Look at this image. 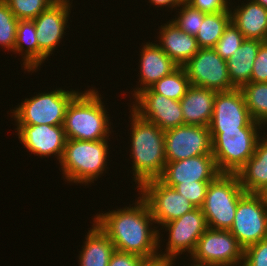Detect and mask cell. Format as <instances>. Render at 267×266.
Segmentation results:
<instances>
[{
    "instance_id": "1",
    "label": "cell",
    "mask_w": 267,
    "mask_h": 266,
    "mask_svg": "<svg viewBox=\"0 0 267 266\" xmlns=\"http://www.w3.org/2000/svg\"><path fill=\"white\" fill-rule=\"evenodd\" d=\"M131 205L97 213L93 221L112 241L115 250L133 253L143 259L156 258L161 237L156 225L152 226L155 221L149 206L141 196Z\"/></svg>"
},
{
    "instance_id": "2",
    "label": "cell",
    "mask_w": 267,
    "mask_h": 266,
    "mask_svg": "<svg viewBox=\"0 0 267 266\" xmlns=\"http://www.w3.org/2000/svg\"><path fill=\"white\" fill-rule=\"evenodd\" d=\"M132 174L139 188L144 182L158 179L166 165L165 131L131 111Z\"/></svg>"
},
{
    "instance_id": "3",
    "label": "cell",
    "mask_w": 267,
    "mask_h": 266,
    "mask_svg": "<svg viewBox=\"0 0 267 266\" xmlns=\"http://www.w3.org/2000/svg\"><path fill=\"white\" fill-rule=\"evenodd\" d=\"M98 90L91 88L79 92L69 103L64 120L67 139L104 140L111 134L109 112H107ZM110 124V125H109Z\"/></svg>"
},
{
    "instance_id": "4",
    "label": "cell",
    "mask_w": 267,
    "mask_h": 266,
    "mask_svg": "<svg viewBox=\"0 0 267 266\" xmlns=\"http://www.w3.org/2000/svg\"><path fill=\"white\" fill-rule=\"evenodd\" d=\"M107 140L109 139L96 141L67 139L59 162L64 179L69 183L88 185L101 177L108 169Z\"/></svg>"
},
{
    "instance_id": "5",
    "label": "cell",
    "mask_w": 267,
    "mask_h": 266,
    "mask_svg": "<svg viewBox=\"0 0 267 266\" xmlns=\"http://www.w3.org/2000/svg\"><path fill=\"white\" fill-rule=\"evenodd\" d=\"M245 193L237 174L220 173L210 182L201 207L208 228L230 230L239 199Z\"/></svg>"
},
{
    "instance_id": "6",
    "label": "cell",
    "mask_w": 267,
    "mask_h": 266,
    "mask_svg": "<svg viewBox=\"0 0 267 266\" xmlns=\"http://www.w3.org/2000/svg\"><path fill=\"white\" fill-rule=\"evenodd\" d=\"M262 127L210 132L212 155L220 173L236 174L253 156L258 141L263 137L258 133ZM259 131V132H258Z\"/></svg>"
},
{
    "instance_id": "7",
    "label": "cell",
    "mask_w": 267,
    "mask_h": 266,
    "mask_svg": "<svg viewBox=\"0 0 267 266\" xmlns=\"http://www.w3.org/2000/svg\"><path fill=\"white\" fill-rule=\"evenodd\" d=\"M79 93L62 88L48 93H38L10 110L16 125H63L66 109L71 100ZM13 111V112H12Z\"/></svg>"
},
{
    "instance_id": "8",
    "label": "cell",
    "mask_w": 267,
    "mask_h": 266,
    "mask_svg": "<svg viewBox=\"0 0 267 266\" xmlns=\"http://www.w3.org/2000/svg\"><path fill=\"white\" fill-rule=\"evenodd\" d=\"M244 249L229 230L208 228L198 239L192 264L200 266H242Z\"/></svg>"
},
{
    "instance_id": "9",
    "label": "cell",
    "mask_w": 267,
    "mask_h": 266,
    "mask_svg": "<svg viewBox=\"0 0 267 266\" xmlns=\"http://www.w3.org/2000/svg\"><path fill=\"white\" fill-rule=\"evenodd\" d=\"M243 249L267 238V206L259 193H245L229 230Z\"/></svg>"
},
{
    "instance_id": "10",
    "label": "cell",
    "mask_w": 267,
    "mask_h": 266,
    "mask_svg": "<svg viewBox=\"0 0 267 266\" xmlns=\"http://www.w3.org/2000/svg\"><path fill=\"white\" fill-rule=\"evenodd\" d=\"M165 231H168V242L165 252H159L158 255L168 261L176 260L177 256L183 252L193 253L198 239L208 229L206 217L201 208H195L185 213L180 218L172 220L162 225Z\"/></svg>"
},
{
    "instance_id": "11",
    "label": "cell",
    "mask_w": 267,
    "mask_h": 266,
    "mask_svg": "<svg viewBox=\"0 0 267 266\" xmlns=\"http://www.w3.org/2000/svg\"><path fill=\"white\" fill-rule=\"evenodd\" d=\"M138 193L148 204L155 224L162 226L180 218L196 207L173 187L167 186L159 179L144 182Z\"/></svg>"
},
{
    "instance_id": "12",
    "label": "cell",
    "mask_w": 267,
    "mask_h": 266,
    "mask_svg": "<svg viewBox=\"0 0 267 266\" xmlns=\"http://www.w3.org/2000/svg\"><path fill=\"white\" fill-rule=\"evenodd\" d=\"M183 68L193 86L217 92L235 89L228 75L227 60L222 59L213 48H199Z\"/></svg>"
},
{
    "instance_id": "13",
    "label": "cell",
    "mask_w": 267,
    "mask_h": 266,
    "mask_svg": "<svg viewBox=\"0 0 267 266\" xmlns=\"http://www.w3.org/2000/svg\"><path fill=\"white\" fill-rule=\"evenodd\" d=\"M166 162L212 154V138L208 126L184 124L165 130Z\"/></svg>"
},
{
    "instance_id": "14",
    "label": "cell",
    "mask_w": 267,
    "mask_h": 266,
    "mask_svg": "<svg viewBox=\"0 0 267 266\" xmlns=\"http://www.w3.org/2000/svg\"><path fill=\"white\" fill-rule=\"evenodd\" d=\"M263 127L255 122L246 107L240 88L216 93L213 114L208 125L210 132H224L244 127Z\"/></svg>"
},
{
    "instance_id": "15",
    "label": "cell",
    "mask_w": 267,
    "mask_h": 266,
    "mask_svg": "<svg viewBox=\"0 0 267 266\" xmlns=\"http://www.w3.org/2000/svg\"><path fill=\"white\" fill-rule=\"evenodd\" d=\"M71 4L70 0H56L33 19L39 45V67L61 43L68 28Z\"/></svg>"
},
{
    "instance_id": "16",
    "label": "cell",
    "mask_w": 267,
    "mask_h": 266,
    "mask_svg": "<svg viewBox=\"0 0 267 266\" xmlns=\"http://www.w3.org/2000/svg\"><path fill=\"white\" fill-rule=\"evenodd\" d=\"M134 99L130 109L162 130L184 125L180 101L155 93L151 88L139 92Z\"/></svg>"
},
{
    "instance_id": "17",
    "label": "cell",
    "mask_w": 267,
    "mask_h": 266,
    "mask_svg": "<svg viewBox=\"0 0 267 266\" xmlns=\"http://www.w3.org/2000/svg\"><path fill=\"white\" fill-rule=\"evenodd\" d=\"M20 143L31 154L41 158L57 157L60 162L64 153L67 137L63 125H16Z\"/></svg>"
},
{
    "instance_id": "18",
    "label": "cell",
    "mask_w": 267,
    "mask_h": 266,
    "mask_svg": "<svg viewBox=\"0 0 267 266\" xmlns=\"http://www.w3.org/2000/svg\"><path fill=\"white\" fill-rule=\"evenodd\" d=\"M219 174L214 156L208 154L166 162L163 173L158 179L167 186L174 188L177 184L183 182L213 181Z\"/></svg>"
},
{
    "instance_id": "19",
    "label": "cell",
    "mask_w": 267,
    "mask_h": 266,
    "mask_svg": "<svg viewBox=\"0 0 267 266\" xmlns=\"http://www.w3.org/2000/svg\"><path fill=\"white\" fill-rule=\"evenodd\" d=\"M140 53V79H138L140 88L138 86L135 87V90L133 88L132 97H135L144 89L150 88L158 80L170 74L178 67L156 43H145Z\"/></svg>"
},
{
    "instance_id": "20",
    "label": "cell",
    "mask_w": 267,
    "mask_h": 266,
    "mask_svg": "<svg viewBox=\"0 0 267 266\" xmlns=\"http://www.w3.org/2000/svg\"><path fill=\"white\" fill-rule=\"evenodd\" d=\"M157 45L178 65H185L197 52L195 36L183 32L172 20L159 28Z\"/></svg>"
},
{
    "instance_id": "21",
    "label": "cell",
    "mask_w": 267,
    "mask_h": 266,
    "mask_svg": "<svg viewBox=\"0 0 267 266\" xmlns=\"http://www.w3.org/2000/svg\"><path fill=\"white\" fill-rule=\"evenodd\" d=\"M217 91L191 85L180 99L184 124L208 126Z\"/></svg>"
},
{
    "instance_id": "22",
    "label": "cell",
    "mask_w": 267,
    "mask_h": 266,
    "mask_svg": "<svg viewBox=\"0 0 267 266\" xmlns=\"http://www.w3.org/2000/svg\"><path fill=\"white\" fill-rule=\"evenodd\" d=\"M230 8L231 22L243 34L245 39L267 41V9L262 5L247 0ZM233 10V11H232Z\"/></svg>"
},
{
    "instance_id": "23",
    "label": "cell",
    "mask_w": 267,
    "mask_h": 266,
    "mask_svg": "<svg viewBox=\"0 0 267 266\" xmlns=\"http://www.w3.org/2000/svg\"><path fill=\"white\" fill-rule=\"evenodd\" d=\"M246 193H260L267 186V136L258 141L253 156L236 173Z\"/></svg>"
},
{
    "instance_id": "24",
    "label": "cell",
    "mask_w": 267,
    "mask_h": 266,
    "mask_svg": "<svg viewBox=\"0 0 267 266\" xmlns=\"http://www.w3.org/2000/svg\"><path fill=\"white\" fill-rule=\"evenodd\" d=\"M79 253V266H108L115 246L108 236L93 221Z\"/></svg>"
},
{
    "instance_id": "25",
    "label": "cell",
    "mask_w": 267,
    "mask_h": 266,
    "mask_svg": "<svg viewBox=\"0 0 267 266\" xmlns=\"http://www.w3.org/2000/svg\"><path fill=\"white\" fill-rule=\"evenodd\" d=\"M262 43L257 39H245L232 57L227 59L228 75L235 88L251 82L253 63Z\"/></svg>"
},
{
    "instance_id": "26",
    "label": "cell",
    "mask_w": 267,
    "mask_h": 266,
    "mask_svg": "<svg viewBox=\"0 0 267 266\" xmlns=\"http://www.w3.org/2000/svg\"><path fill=\"white\" fill-rule=\"evenodd\" d=\"M26 44V45H24ZM24 46L26 48H24ZM14 52L23 56L24 70L34 72L39 69V45L33 20H19Z\"/></svg>"
},
{
    "instance_id": "27",
    "label": "cell",
    "mask_w": 267,
    "mask_h": 266,
    "mask_svg": "<svg viewBox=\"0 0 267 266\" xmlns=\"http://www.w3.org/2000/svg\"><path fill=\"white\" fill-rule=\"evenodd\" d=\"M230 21V11L206 14L195 36L199 48H213Z\"/></svg>"
},
{
    "instance_id": "28",
    "label": "cell",
    "mask_w": 267,
    "mask_h": 266,
    "mask_svg": "<svg viewBox=\"0 0 267 266\" xmlns=\"http://www.w3.org/2000/svg\"><path fill=\"white\" fill-rule=\"evenodd\" d=\"M240 90L252 119L263 126L267 125V82H250Z\"/></svg>"
},
{
    "instance_id": "29",
    "label": "cell",
    "mask_w": 267,
    "mask_h": 266,
    "mask_svg": "<svg viewBox=\"0 0 267 266\" xmlns=\"http://www.w3.org/2000/svg\"><path fill=\"white\" fill-rule=\"evenodd\" d=\"M190 86V80L187 77L185 69L183 66H178L174 71L158 80L150 88L155 93L180 101Z\"/></svg>"
},
{
    "instance_id": "30",
    "label": "cell",
    "mask_w": 267,
    "mask_h": 266,
    "mask_svg": "<svg viewBox=\"0 0 267 266\" xmlns=\"http://www.w3.org/2000/svg\"><path fill=\"white\" fill-rule=\"evenodd\" d=\"M18 21L8 4L0 0V45L10 52H14Z\"/></svg>"
},
{
    "instance_id": "31",
    "label": "cell",
    "mask_w": 267,
    "mask_h": 266,
    "mask_svg": "<svg viewBox=\"0 0 267 266\" xmlns=\"http://www.w3.org/2000/svg\"><path fill=\"white\" fill-rule=\"evenodd\" d=\"M18 20H33L56 0H4Z\"/></svg>"
},
{
    "instance_id": "32",
    "label": "cell",
    "mask_w": 267,
    "mask_h": 266,
    "mask_svg": "<svg viewBox=\"0 0 267 266\" xmlns=\"http://www.w3.org/2000/svg\"><path fill=\"white\" fill-rule=\"evenodd\" d=\"M178 16L172 21L185 33L196 36L206 13L192 7L187 2L179 6Z\"/></svg>"
},
{
    "instance_id": "33",
    "label": "cell",
    "mask_w": 267,
    "mask_h": 266,
    "mask_svg": "<svg viewBox=\"0 0 267 266\" xmlns=\"http://www.w3.org/2000/svg\"><path fill=\"white\" fill-rule=\"evenodd\" d=\"M244 40L243 34L230 21L213 49L222 59L227 60L232 57L234 51L240 48Z\"/></svg>"
},
{
    "instance_id": "34",
    "label": "cell",
    "mask_w": 267,
    "mask_h": 266,
    "mask_svg": "<svg viewBox=\"0 0 267 266\" xmlns=\"http://www.w3.org/2000/svg\"><path fill=\"white\" fill-rule=\"evenodd\" d=\"M210 182L212 181L183 182L177 184L174 189L187 198L196 208H201Z\"/></svg>"
},
{
    "instance_id": "35",
    "label": "cell",
    "mask_w": 267,
    "mask_h": 266,
    "mask_svg": "<svg viewBox=\"0 0 267 266\" xmlns=\"http://www.w3.org/2000/svg\"><path fill=\"white\" fill-rule=\"evenodd\" d=\"M242 266H267V238L244 249Z\"/></svg>"
},
{
    "instance_id": "36",
    "label": "cell",
    "mask_w": 267,
    "mask_h": 266,
    "mask_svg": "<svg viewBox=\"0 0 267 266\" xmlns=\"http://www.w3.org/2000/svg\"><path fill=\"white\" fill-rule=\"evenodd\" d=\"M251 82H267V41L263 42L253 63Z\"/></svg>"
},
{
    "instance_id": "37",
    "label": "cell",
    "mask_w": 267,
    "mask_h": 266,
    "mask_svg": "<svg viewBox=\"0 0 267 266\" xmlns=\"http://www.w3.org/2000/svg\"><path fill=\"white\" fill-rule=\"evenodd\" d=\"M192 7L206 14L230 11V0H188Z\"/></svg>"
},
{
    "instance_id": "38",
    "label": "cell",
    "mask_w": 267,
    "mask_h": 266,
    "mask_svg": "<svg viewBox=\"0 0 267 266\" xmlns=\"http://www.w3.org/2000/svg\"><path fill=\"white\" fill-rule=\"evenodd\" d=\"M143 260L139 255L115 250L108 266H139Z\"/></svg>"
},
{
    "instance_id": "39",
    "label": "cell",
    "mask_w": 267,
    "mask_h": 266,
    "mask_svg": "<svg viewBox=\"0 0 267 266\" xmlns=\"http://www.w3.org/2000/svg\"><path fill=\"white\" fill-rule=\"evenodd\" d=\"M174 261H168L166 259L157 256L156 258L152 259H144L139 266H173Z\"/></svg>"
},
{
    "instance_id": "40",
    "label": "cell",
    "mask_w": 267,
    "mask_h": 266,
    "mask_svg": "<svg viewBox=\"0 0 267 266\" xmlns=\"http://www.w3.org/2000/svg\"><path fill=\"white\" fill-rule=\"evenodd\" d=\"M149 3L153 4L156 7H172L171 10H173V8L177 10V7L182 4L180 0H149Z\"/></svg>"
},
{
    "instance_id": "41",
    "label": "cell",
    "mask_w": 267,
    "mask_h": 266,
    "mask_svg": "<svg viewBox=\"0 0 267 266\" xmlns=\"http://www.w3.org/2000/svg\"><path fill=\"white\" fill-rule=\"evenodd\" d=\"M259 194L262 197L265 205L267 206V186L262 191H260Z\"/></svg>"
},
{
    "instance_id": "42",
    "label": "cell",
    "mask_w": 267,
    "mask_h": 266,
    "mask_svg": "<svg viewBox=\"0 0 267 266\" xmlns=\"http://www.w3.org/2000/svg\"><path fill=\"white\" fill-rule=\"evenodd\" d=\"M252 1L262 5L265 9H267V0H252Z\"/></svg>"
},
{
    "instance_id": "43",
    "label": "cell",
    "mask_w": 267,
    "mask_h": 266,
    "mask_svg": "<svg viewBox=\"0 0 267 266\" xmlns=\"http://www.w3.org/2000/svg\"><path fill=\"white\" fill-rule=\"evenodd\" d=\"M180 1H181L182 3H183V2H188V0H180Z\"/></svg>"
}]
</instances>
